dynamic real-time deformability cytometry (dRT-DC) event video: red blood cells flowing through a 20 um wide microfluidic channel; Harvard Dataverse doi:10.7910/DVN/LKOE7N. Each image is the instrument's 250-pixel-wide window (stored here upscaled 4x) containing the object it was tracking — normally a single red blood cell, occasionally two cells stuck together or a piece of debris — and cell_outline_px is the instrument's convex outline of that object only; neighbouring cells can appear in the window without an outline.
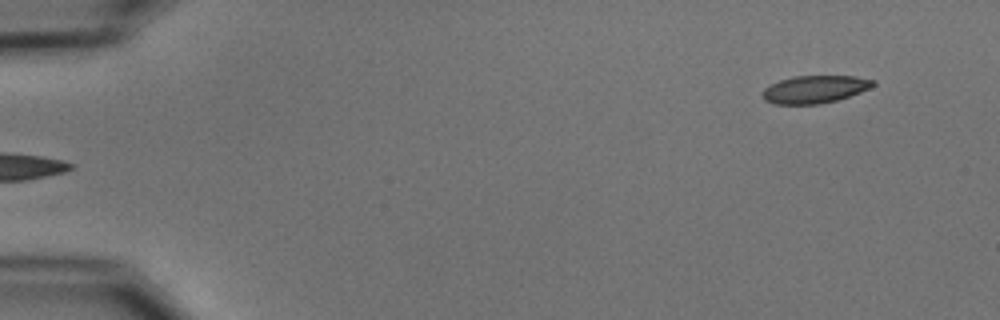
{"species": "common noctule bat (a hibernating species)", "species_latin": "Nyctalus noctula", "temperature_condition": "cold", "stored_images_in_passage": 5, "segment_of_instrument_passage": [2, 2], "camera_frame_rate_fps": 3000, "um_per_image_px": 0.085, "animal": {"sex": "male", "body_mass_g": 15.6}, "frame": {"image": 1, "passage_image": 5, "time_ms": 5.667, "image_size_px": [1000, 320], "cell_outline_px": [[876, 84], [860, 92], [836, 100], [820, 104], [776, 104], [764, 100], [760, 96], [764, 88], [780, 80], [792, 76], [856, 76], [876, 80]], "centroid_in_image_um": [69.23, 7.58], "position_along_channel_um": 15.8, "area_um2": 17.8}}